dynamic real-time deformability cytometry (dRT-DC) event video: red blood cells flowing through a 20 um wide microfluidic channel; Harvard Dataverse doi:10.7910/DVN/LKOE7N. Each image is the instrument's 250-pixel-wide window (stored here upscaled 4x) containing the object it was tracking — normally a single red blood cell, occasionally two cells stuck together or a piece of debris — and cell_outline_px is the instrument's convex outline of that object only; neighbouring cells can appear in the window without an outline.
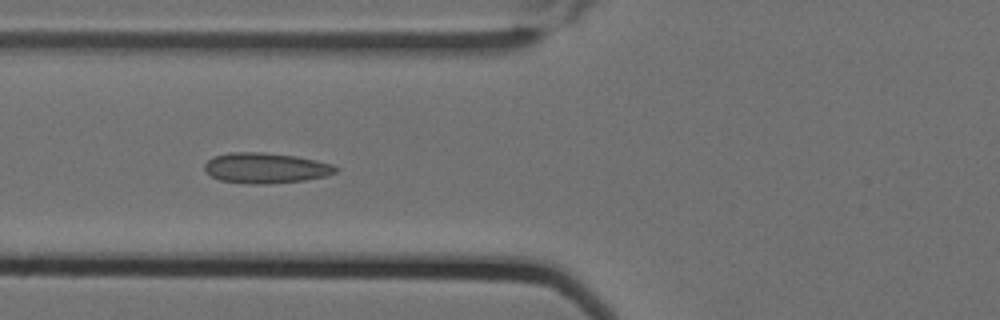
{"species": "Egyptian fruit bat (a non-hibernating species)", "species_latin": "Rousettus aegyptiacus", "temperature_condition": "cold", "stored_images_in_passage": 8, "camera_frame_rate_fps": 3000, "um_per_image_px": 0.085, "animal": {"sex": "female"}, "frame": {"image": 1, "passage_image": 7, "time_ms": 2.0, "image_size_px": [1000, 320], "cell_outline_px": [[340, 168], [336, 172], [328, 176], [304, 180], [268, 184], [248, 184], [220, 180], [212, 176], [204, 168], [204, 164], [208, 160], [216, 156], [228, 152], [264, 152], [296, 156], [316, 160], [332, 164]], "centroid_in_image_um": [22.62, 14.28], "position_along_channel_um": 103.2, "area_um2": 23.35}}
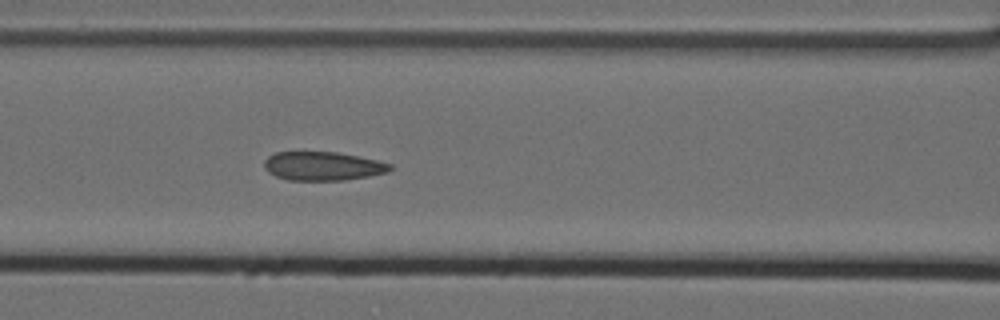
{"frame": {"image": 2, "passage_image": 8, "time_ms": 2.333, "image_size_px": [1000, 320], "cell_outline_px": [[392, 168], [388, 172], [368, 176], [344, 180], [288, 180], [276, 176], [268, 172], [264, 168], [264, 160], [268, 156], [276, 152], [336, 152], [376, 160], [392, 164]], "centroid_in_image_um": [27.41, 14.12], "position_along_channel_um": 139.2, "area_um2": 20.98}}